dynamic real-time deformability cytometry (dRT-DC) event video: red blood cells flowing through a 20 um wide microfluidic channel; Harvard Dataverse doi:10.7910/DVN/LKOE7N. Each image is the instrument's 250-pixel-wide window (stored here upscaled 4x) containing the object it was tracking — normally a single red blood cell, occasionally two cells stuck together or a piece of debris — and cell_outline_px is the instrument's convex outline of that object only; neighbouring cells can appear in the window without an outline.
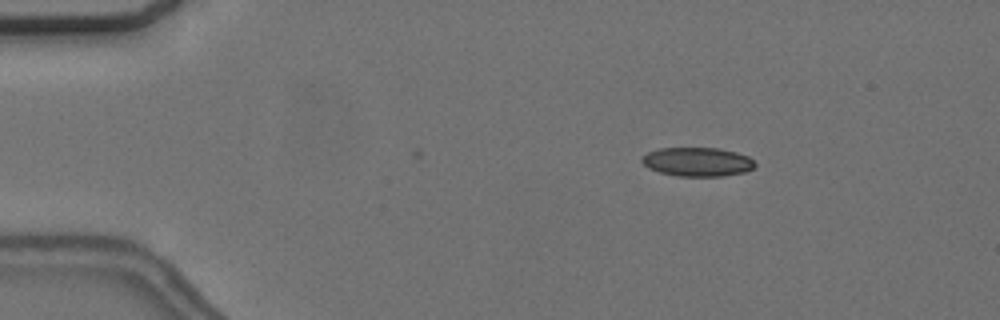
{"species": "common noctule bat (a hibernating species)", "species_latin": "Nyctalus noctula", "temperature_condition": "cold", "stored_images_in_passage": 35, "camera_frame_rate_fps": 3000, "um_per_image_px": 0.085, "animal": {"sex": "female", "body_mass_g": 24.6, "forearm_length_mm": 56.2}, "frame": {"image": 1, "passage_image": 1, "time_ms": 0.0, "image_size_px": [1000, 320], "cell_outline_px": [[756, 164], [752, 168], [744, 172], [724, 176], [676, 176], [660, 172], [648, 168], [640, 160], [640, 156], [648, 152], [660, 148], [720, 148], [736, 152], [748, 156]], "centroid_in_image_um": [59.25, 13.75], "position_along_channel_um": 25.8, "area_um2": 19.13}}
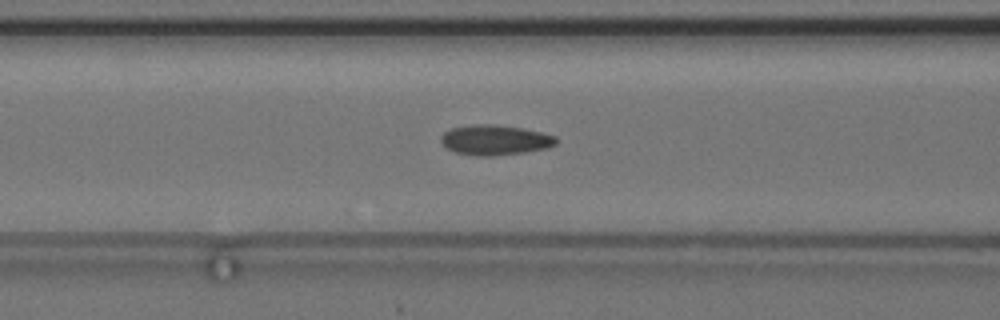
{"frame": {"image": 2, "passage_image": 15, "time_ms": 4.667, "image_size_px": [1000, 320], "cell_outline_px": [[556, 144], [548, 148], [524, 152], [492, 156], [476, 156], [456, 152], [448, 148], [440, 140], [440, 136], [444, 132], [452, 128], [476, 124], [496, 124], [524, 128], [556, 136]], "centroid_in_image_um": [42.09, 11.89], "position_along_channel_um": 124.5, "area_um2": 20.17}}
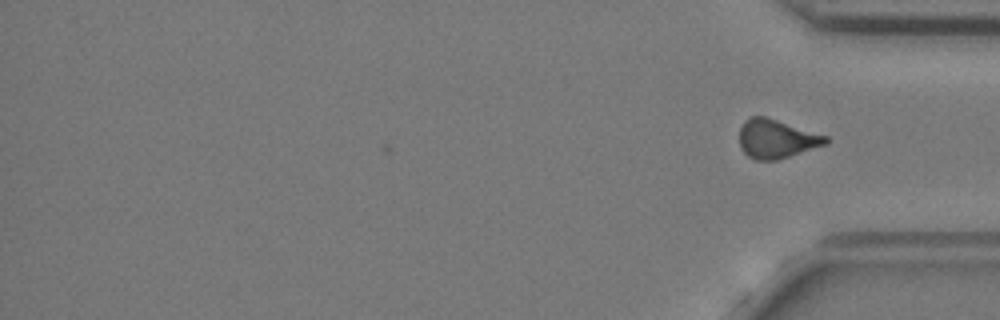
{"frame": {"image": 3, "passage_image": 35, "time_ms": 11.333, "image_size_px": [1000, 320], "cell_outline_px": [[828, 144], [776, 160], [756, 160], [748, 156], [740, 148], [740, 128], [744, 120], [752, 116], [764, 116], [828, 136]], "centroid_in_image_um": [65.99, 11.8], "position_along_channel_um": 369.2, "area_um2": 19.42}, "authors_computed_cell_mechanics": {"area_um2": 19.652, "velocity_mm_per_s": 3.6819, "shape_relaxation_time_tau1_ms": 7.8268, "shape_relaxation_time_tau2_ms": 2.4563, "deformation_change_tau1": 0.1478, "deformation_change_tau2": 0.1037}}